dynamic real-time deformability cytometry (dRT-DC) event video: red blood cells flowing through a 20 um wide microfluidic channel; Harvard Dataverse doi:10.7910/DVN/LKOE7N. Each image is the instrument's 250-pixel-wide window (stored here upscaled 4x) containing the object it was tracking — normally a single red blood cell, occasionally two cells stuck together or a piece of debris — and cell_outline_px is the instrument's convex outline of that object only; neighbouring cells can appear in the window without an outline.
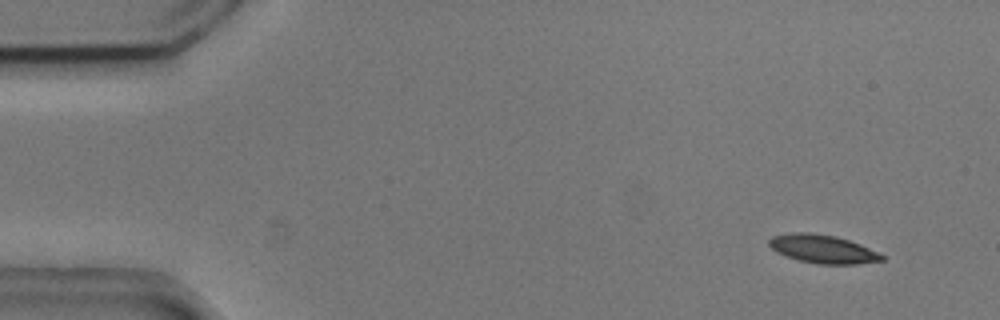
{"species": "common noctule bat (a hibernating species)", "species_latin": "Nyctalus noctula", "temperature_condition": "cold", "stored_images_in_passage": 4, "camera_frame_rate_fps": 3000, "um_per_image_px": 0.085, "animal": {"sex": "male", "body_mass_g": 20.5, "forearm_length_mm": 52.5}, "frame": {"image": 1, "passage_image": 1, "time_ms": 0.0, "image_size_px": [1000, 320], "cell_outline_px": [[884, 260], [856, 264], [820, 264], [800, 260], [776, 252], [768, 244], [768, 240], [772, 236], [792, 232], [812, 232], [836, 236], [860, 244], [884, 256]], "centroid_in_image_um": [69.9, 21.15], "position_along_channel_um": 15.1, "area_um2": 18.5}}